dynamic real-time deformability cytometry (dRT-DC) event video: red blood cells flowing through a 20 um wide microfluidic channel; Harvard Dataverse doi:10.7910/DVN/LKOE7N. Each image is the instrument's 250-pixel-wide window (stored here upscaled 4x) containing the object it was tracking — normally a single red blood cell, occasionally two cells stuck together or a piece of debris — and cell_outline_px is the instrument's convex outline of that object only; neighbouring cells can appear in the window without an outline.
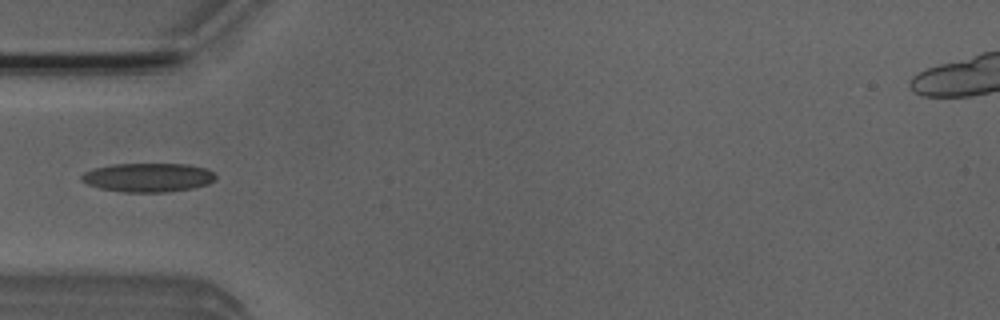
{"species": "Egyptian fruit bat (a non-hibernating species)", "species_latin": "Rousettus aegyptiacus", "temperature_condition": "room temperature", "stored_images_in_passage": 4, "camera_frame_rate_fps": 3000, "um_per_image_px": 0.085, "animal": {"sex": "male"}, "frame": {"image": 1, "passage_image": 4, "time_ms": 3.333, "image_size_px": [1000, 320], "cell_outline_px": [[216, 176], [208, 184], [192, 188], [164, 192], [124, 192], [100, 188], [88, 184], [80, 180], [80, 176], [84, 172], [92, 168], [112, 164], [188, 164], [208, 168]], "centroid_in_image_um": [12.55, 15.07], "position_along_channel_um": 72.4, "area_um2": 22.6}}